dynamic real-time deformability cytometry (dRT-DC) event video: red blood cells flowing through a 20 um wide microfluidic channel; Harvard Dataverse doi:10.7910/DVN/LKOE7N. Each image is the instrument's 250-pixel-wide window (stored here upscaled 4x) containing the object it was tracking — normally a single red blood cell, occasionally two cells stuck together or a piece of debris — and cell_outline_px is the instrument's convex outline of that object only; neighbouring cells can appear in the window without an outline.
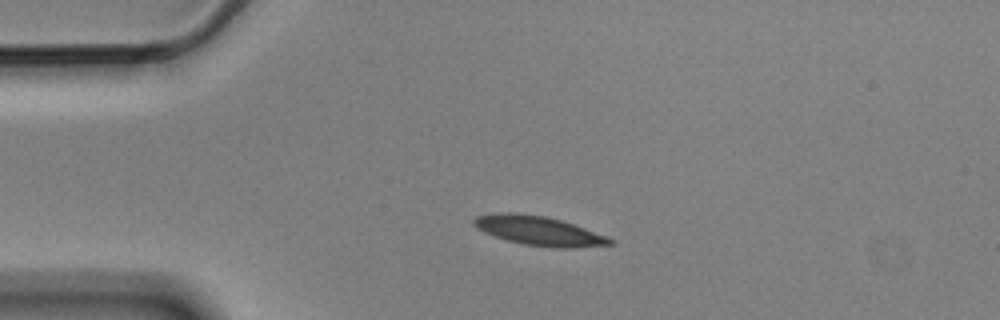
{"species": "Egyptian fruit bat (a non-hibernating species)", "species_latin": "Rousettus aegyptiacus", "temperature_condition": "cold", "stored_images_in_passage": 4, "camera_frame_rate_fps": 3000, "um_per_image_px": 0.085, "animal": {"sex": "male"}, "frame": {"image": 1, "passage_image": 2, "time_ms": 0.333, "image_size_px": [1000, 320], "cell_outline_px": [[616, 244], [572, 248], [556, 248], [524, 244], [508, 240], [484, 232], [476, 228], [472, 224], [472, 220], [476, 216], [500, 212], [512, 212], [544, 216], [560, 220], [608, 236], [616, 240]], "centroid_in_image_um": [45.83, 19.62], "position_along_channel_um": 39.2, "area_um2": 23.18}}
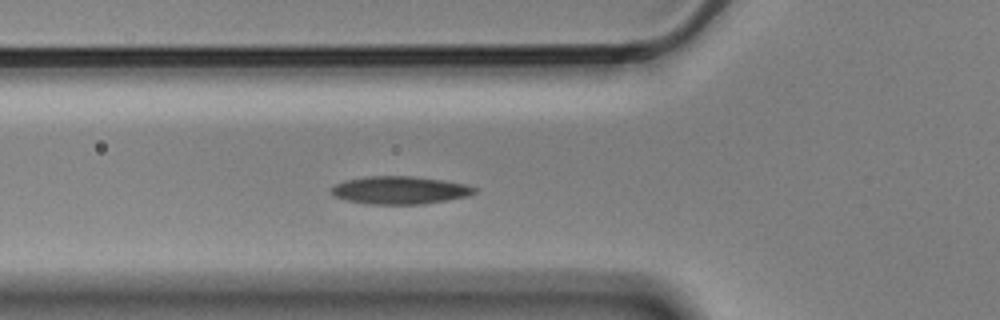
{"frame": {"image": 2, "passage_image": 4, "time_ms": 1.0, "image_size_px": [1000, 320], "cell_outline_px": [[480, 188], [476, 192], [468, 196], [424, 204], [368, 204], [344, 200], [332, 196], [328, 192], [336, 184], [344, 180], [368, 176], [412, 176], [444, 180], [468, 184]], "centroid_in_image_um": [33.99, 16.16], "position_along_channel_um": 91.8, "area_um2": 23.58}}